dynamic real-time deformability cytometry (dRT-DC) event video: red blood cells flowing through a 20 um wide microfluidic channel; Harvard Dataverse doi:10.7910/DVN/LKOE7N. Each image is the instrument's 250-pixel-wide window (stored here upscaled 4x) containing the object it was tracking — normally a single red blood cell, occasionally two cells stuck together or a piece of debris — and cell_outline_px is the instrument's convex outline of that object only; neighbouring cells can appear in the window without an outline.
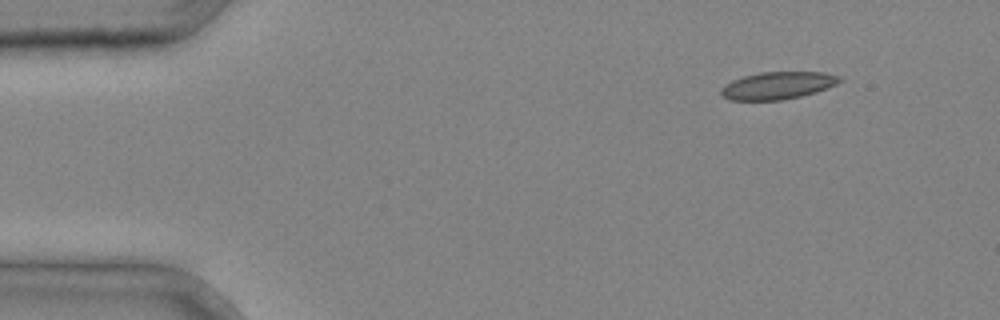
{"species": "common noctule bat (a hibernating species)", "species_latin": "Nyctalus noctula", "temperature_condition": "cold", "stored_images_in_passage": 3, "camera_frame_rate_fps": 3000, "um_per_image_px": 0.085, "animal": {"sex": "male", "body_mass_g": 20.4}, "frame": {"image": 1, "passage_image": 1, "time_ms": 0.0, "image_size_px": [1000, 320], "cell_outline_px": [[844, 80], [828, 88], [816, 92], [800, 96], [780, 100], [728, 100], [720, 92], [720, 88], [724, 84], [732, 80], [744, 76], [760, 72], [824, 72], [840, 76]], "centroid_in_image_um": [66.11, 7.26], "position_along_channel_um": 18.9, "area_um2": 19.02}}
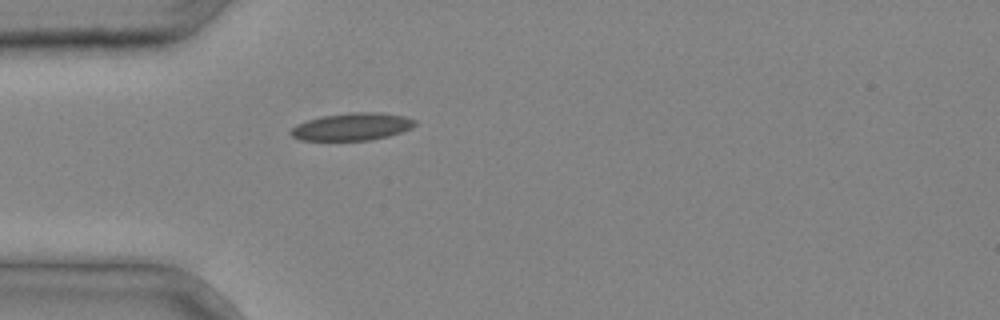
{"frame": {"image": 2, "passage_image": 3, "time_ms": 0.667, "image_size_px": [1000, 320], "cell_outline_px": [[416, 124], [412, 128], [388, 136], [368, 140], [300, 140], [292, 136], [288, 132], [296, 124], [320, 116], [352, 112], [380, 112], [404, 116], [416, 120]], "centroid_in_image_um": [29.91, 10.76], "position_along_channel_um": 55.1, "area_um2": 19.88}}